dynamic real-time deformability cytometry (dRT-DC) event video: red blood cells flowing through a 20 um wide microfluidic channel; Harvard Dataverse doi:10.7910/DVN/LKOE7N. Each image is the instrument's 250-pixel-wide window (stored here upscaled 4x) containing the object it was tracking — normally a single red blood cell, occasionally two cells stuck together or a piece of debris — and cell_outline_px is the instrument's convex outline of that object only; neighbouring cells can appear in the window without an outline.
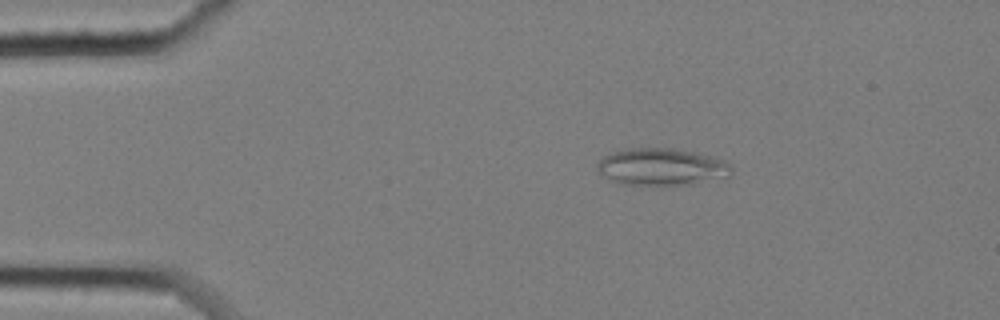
{"species": "common noctule bat (a hibernating species)", "species_latin": "Nyctalus noctula", "temperature_condition": "cold", "stored_images_in_passage": 52, "camera_frame_rate_fps": 3000, "um_per_image_px": 0.085, "animal": {"sex": "female", "body_mass_g": 25.1}, "frame": {"image": 1, "passage_image": 4, "time_ms": 1.0, "image_size_px": [1000, 320], "cell_outline_px": [[732, 172], [728, 176], [692, 184], [620, 184], [612, 180], [600, 172], [596, 168], [596, 164], [604, 156], [612, 152], [628, 148], [672, 148], [712, 156], [728, 164], [732, 168]], "centroid_in_image_um": [56.21, 14.17], "position_along_channel_um": 28.8, "area_um2": 28.5}}
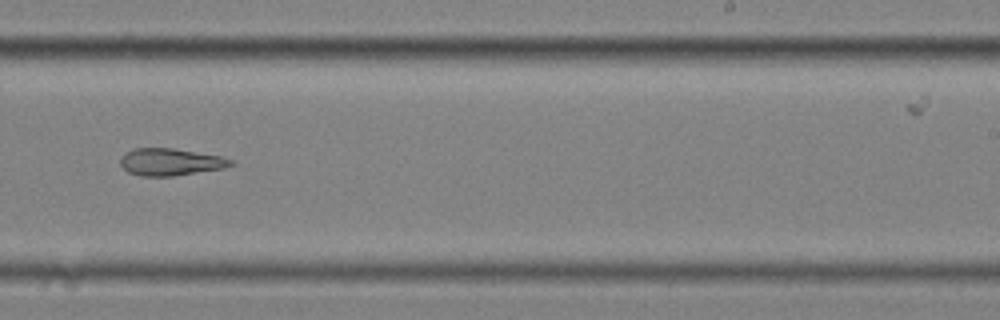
{"frame": {"image": 2, "passage_image": 30, "time_ms": 9.667, "image_size_px": [1000, 320], "cell_outline_px": [[236, 164], [224, 168], [172, 176], [140, 176], [128, 172], [120, 164], [120, 160], [132, 148], [172, 148], [220, 156], [232, 160]], "centroid_in_image_um": [14.5, 13.77], "position_along_channel_um": 274.5, "area_um2": 17.28}}
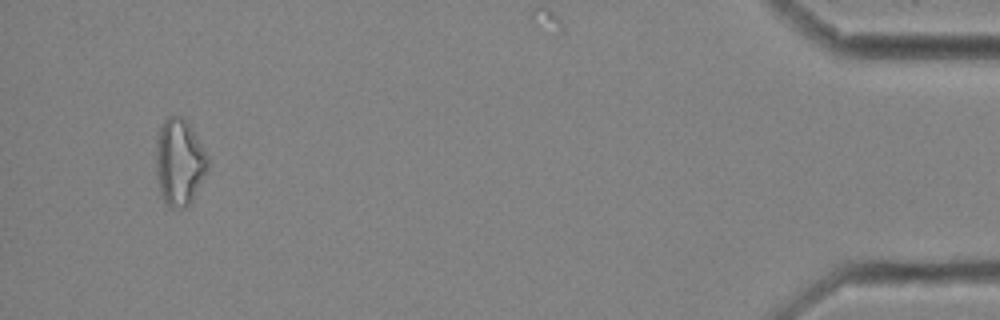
{"frame": {"image": 3, "passage_image": 49, "time_ms": 16.0, "image_size_px": [1000, 320], "cell_outline_px": [[208, 168], [192, 200], [184, 208], [168, 208], [164, 204], [160, 192], [156, 176], [156, 140], [160, 128], [164, 120], [168, 116], [184, 116], [208, 156]], "centroid_in_image_um": [15.22, 13.79], "position_along_channel_um": 420.0, "area_um2": 26.24}, "authors_computed_cell_mechanics": {"area_um2": 20.9814, "velocity_mm_per_s": 3.483, "shape_relaxation_time_tau1_ms": null, "shape_relaxation_time_tau2_ms": 5.4728, "deformation_change_tau1": null, "deformation_change_tau2": 0.1648}}